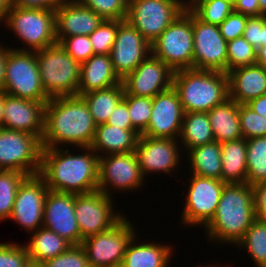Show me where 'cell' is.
<instances>
[{"mask_svg": "<svg viewBox=\"0 0 266 267\" xmlns=\"http://www.w3.org/2000/svg\"><path fill=\"white\" fill-rule=\"evenodd\" d=\"M151 54V44L126 20L118 26L110 58L120 80L129 75Z\"/></svg>", "mask_w": 266, "mask_h": 267, "instance_id": "ac0fdd59", "label": "cell"}, {"mask_svg": "<svg viewBox=\"0 0 266 267\" xmlns=\"http://www.w3.org/2000/svg\"><path fill=\"white\" fill-rule=\"evenodd\" d=\"M3 91L35 102H48L41 83L36 51L7 49Z\"/></svg>", "mask_w": 266, "mask_h": 267, "instance_id": "ba28073f", "label": "cell"}, {"mask_svg": "<svg viewBox=\"0 0 266 267\" xmlns=\"http://www.w3.org/2000/svg\"><path fill=\"white\" fill-rule=\"evenodd\" d=\"M41 264L43 267H90L81 245H71L64 253Z\"/></svg>", "mask_w": 266, "mask_h": 267, "instance_id": "ee69618b", "label": "cell"}, {"mask_svg": "<svg viewBox=\"0 0 266 267\" xmlns=\"http://www.w3.org/2000/svg\"><path fill=\"white\" fill-rule=\"evenodd\" d=\"M198 267H220V265L219 266L217 264L215 266L214 265L213 266L212 265H210V266L209 265H207V266H202V265L200 266L199 265Z\"/></svg>", "mask_w": 266, "mask_h": 267, "instance_id": "be15d7a7", "label": "cell"}, {"mask_svg": "<svg viewBox=\"0 0 266 267\" xmlns=\"http://www.w3.org/2000/svg\"><path fill=\"white\" fill-rule=\"evenodd\" d=\"M145 180L135 151L99 157L98 190L104 194L113 197V190H140Z\"/></svg>", "mask_w": 266, "mask_h": 267, "instance_id": "4fadbf2b", "label": "cell"}, {"mask_svg": "<svg viewBox=\"0 0 266 267\" xmlns=\"http://www.w3.org/2000/svg\"><path fill=\"white\" fill-rule=\"evenodd\" d=\"M247 179L253 186L266 179V136L247 139Z\"/></svg>", "mask_w": 266, "mask_h": 267, "instance_id": "e575fe53", "label": "cell"}, {"mask_svg": "<svg viewBox=\"0 0 266 267\" xmlns=\"http://www.w3.org/2000/svg\"><path fill=\"white\" fill-rule=\"evenodd\" d=\"M173 88L187 112H209L229 98L227 73L184 69L173 74Z\"/></svg>", "mask_w": 266, "mask_h": 267, "instance_id": "277c9868", "label": "cell"}, {"mask_svg": "<svg viewBox=\"0 0 266 267\" xmlns=\"http://www.w3.org/2000/svg\"><path fill=\"white\" fill-rule=\"evenodd\" d=\"M186 8L183 0H129L126 21L151 44Z\"/></svg>", "mask_w": 266, "mask_h": 267, "instance_id": "9c48e42d", "label": "cell"}, {"mask_svg": "<svg viewBox=\"0 0 266 267\" xmlns=\"http://www.w3.org/2000/svg\"><path fill=\"white\" fill-rule=\"evenodd\" d=\"M106 124L114 125L121 129H135L131 124V119L128 113V105L124 100L117 105L113 113L109 116Z\"/></svg>", "mask_w": 266, "mask_h": 267, "instance_id": "c3c4849f", "label": "cell"}, {"mask_svg": "<svg viewBox=\"0 0 266 267\" xmlns=\"http://www.w3.org/2000/svg\"><path fill=\"white\" fill-rule=\"evenodd\" d=\"M256 60L257 49L243 36L227 42V72L239 67L254 65Z\"/></svg>", "mask_w": 266, "mask_h": 267, "instance_id": "74e56055", "label": "cell"}, {"mask_svg": "<svg viewBox=\"0 0 266 267\" xmlns=\"http://www.w3.org/2000/svg\"><path fill=\"white\" fill-rule=\"evenodd\" d=\"M249 16L232 11L231 14L219 25L222 37L228 42L243 36L247 18Z\"/></svg>", "mask_w": 266, "mask_h": 267, "instance_id": "bcb514c9", "label": "cell"}, {"mask_svg": "<svg viewBox=\"0 0 266 267\" xmlns=\"http://www.w3.org/2000/svg\"><path fill=\"white\" fill-rule=\"evenodd\" d=\"M3 21L4 25L28 46L14 49L38 51L57 43L55 10L12 6Z\"/></svg>", "mask_w": 266, "mask_h": 267, "instance_id": "8992f818", "label": "cell"}, {"mask_svg": "<svg viewBox=\"0 0 266 267\" xmlns=\"http://www.w3.org/2000/svg\"><path fill=\"white\" fill-rule=\"evenodd\" d=\"M260 12L262 16H266V0H259Z\"/></svg>", "mask_w": 266, "mask_h": 267, "instance_id": "91938a15", "label": "cell"}, {"mask_svg": "<svg viewBox=\"0 0 266 267\" xmlns=\"http://www.w3.org/2000/svg\"><path fill=\"white\" fill-rule=\"evenodd\" d=\"M255 219L253 186L225 183L215 215L204 227L210 242L237 245Z\"/></svg>", "mask_w": 266, "mask_h": 267, "instance_id": "3957f363", "label": "cell"}, {"mask_svg": "<svg viewBox=\"0 0 266 267\" xmlns=\"http://www.w3.org/2000/svg\"><path fill=\"white\" fill-rule=\"evenodd\" d=\"M41 141L27 132L0 128V170H13L27 176L41 169Z\"/></svg>", "mask_w": 266, "mask_h": 267, "instance_id": "8fae6325", "label": "cell"}, {"mask_svg": "<svg viewBox=\"0 0 266 267\" xmlns=\"http://www.w3.org/2000/svg\"><path fill=\"white\" fill-rule=\"evenodd\" d=\"M132 126L141 134L148 126L152 112V98L124 94Z\"/></svg>", "mask_w": 266, "mask_h": 267, "instance_id": "f35d334b", "label": "cell"}, {"mask_svg": "<svg viewBox=\"0 0 266 267\" xmlns=\"http://www.w3.org/2000/svg\"><path fill=\"white\" fill-rule=\"evenodd\" d=\"M178 139L152 138L140 135L137 140L135 153L144 178L154 173H171L178 169L182 157ZM148 173V174H147Z\"/></svg>", "mask_w": 266, "mask_h": 267, "instance_id": "d6986e66", "label": "cell"}, {"mask_svg": "<svg viewBox=\"0 0 266 267\" xmlns=\"http://www.w3.org/2000/svg\"><path fill=\"white\" fill-rule=\"evenodd\" d=\"M239 120L243 138L246 140L266 136V118L246 104H239Z\"/></svg>", "mask_w": 266, "mask_h": 267, "instance_id": "b9f144b4", "label": "cell"}, {"mask_svg": "<svg viewBox=\"0 0 266 267\" xmlns=\"http://www.w3.org/2000/svg\"><path fill=\"white\" fill-rule=\"evenodd\" d=\"M246 105L257 114L266 118V94L250 100Z\"/></svg>", "mask_w": 266, "mask_h": 267, "instance_id": "f5cc1de1", "label": "cell"}, {"mask_svg": "<svg viewBox=\"0 0 266 267\" xmlns=\"http://www.w3.org/2000/svg\"><path fill=\"white\" fill-rule=\"evenodd\" d=\"M103 20L95 11L76 0H62L55 9L57 43L74 35L89 36Z\"/></svg>", "mask_w": 266, "mask_h": 267, "instance_id": "603a6c76", "label": "cell"}, {"mask_svg": "<svg viewBox=\"0 0 266 267\" xmlns=\"http://www.w3.org/2000/svg\"><path fill=\"white\" fill-rule=\"evenodd\" d=\"M28 267H43V265L41 263L31 262Z\"/></svg>", "mask_w": 266, "mask_h": 267, "instance_id": "94428289", "label": "cell"}, {"mask_svg": "<svg viewBox=\"0 0 266 267\" xmlns=\"http://www.w3.org/2000/svg\"><path fill=\"white\" fill-rule=\"evenodd\" d=\"M89 7L103 19L125 21L129 0H76Z\"/></svg>", "mask_w": 266, "mask_h": 267, "instance_id": "60d3db41", "label": "cell"}, {"mask_svg": "<svg viewBox=\"0 0 266 267\" xmlns=\"http://www.w3.org/2000/svg\"><path fill=\"white\" fill-rule=\"evenodd\" d=\"M229 99L238 104L266 94V68L254 64L239 67L227 72Z\"/></svg>", "mask_w": 266, "mask_h": 267, "instance_id": "cb8c5ba5", "label": "cell"}, {"mask_svg": "<svg viewBox=\"0 0 266 267\" xmlns=\"http://www.w3.org/2000/svg\"><path fill=\"white\" fill-rule=\"evenodd\" d=\"M179 144L186 151L215 141L210 119L207 112L184 113L180 131Z\"/></svg>", "mask_w": 266, "mask_h": 267, "instance_id": "1f68e13d", "label": "cell"}, {"mask_svg": "<svg viewBox=\"0 0 266 267\" xmlns=\"http://www.w3.org/2000/svg\"><path fill=\"white\" fill-rule=\"evenodd\" d=\"M192 174L221 180V143L214 141L187 151Z\"/></svg>", "mask_w": 266, "mask_h": 267, "instance_id": "f546056e", "label": "cell"}, {"mask_svg": "<svg viewBox=\"0 0 266 267\" xmlns=\"http://www.w3.org/2000/svg\"><path fill=\"white\" fill-rule=\"evenodd\" d=\"M134 228L124 216L109 230L85 238L81 246L90 267H120L128 244L137 235Z\"/></svg>", "mask_w": 266, "mask_h": 267, "instance_id": "30bf717a", "label": "cell"}, {"mask_svg": "<svg viewBox=\"0 0 266 267\" xmlns=\"http://www.w3.org/2000/svg\"><path fill=\"white\" fill-rule=\"evenodd\" d=\"M62 0H12L13 7L55 10Z\"/></svg>", "mask_w": 266, "mask_h": 267, "instance_id": "f907efd6", "label": "cell"}, {"mask_svg": "<svg viewBox=\"0 0 266 267\" xmlns=\"http://www.w3.org/2000/svg\"><path fill=\"white\" fill-rule=\"evenodd\" d=\"M237 246L247 249L256 267H266V220L255 218Z\"/></svg>", "mask_w": 266, "mask_h": 267, "instance_id": "836d02e7", "label": "cell"}, {"mask_svg": "<svg viewBox=\"0 0 266 267\" xmlns=\"http://www.w3.org/2000/svg\"><path fill=\"white\" fill-rule=\"evenodd\" d=\"M247 140L240 138L221 143L222 173L225 183H246L247 179Z\"/></svg>", "mask_w": 266, "mask_h": 267, "instance_id": "f1b7e54d", "label": "cell"}, {"mask_svg": "<svg viewBox=\"0 0 266 267\" xmlns=\"http://www.w3.org/2000/svg\"><path fill=\"white\" fill-rule=\"evenodd\" d=\"M140 133L136 129H121L102 123L96 125L91 148L101 157L109 154L135 151Z\"/></svg>", "mask_w": 266, "mask_h": 267, "instance_id": "484cf974", "label": "cell"}, {"mask_svg": "<svg viewBox=\"0 0 266 267\" xmlns=\"http://www.w3.org/2000/svg\"><path fill=\"white\" fill-rule=\"evenodd\" d=\"M193 12L186 10L151 43V54L174 72L193 68Z\"/></svg>", "mask_w": 266, "mask_h": 267, "instance_id": "52a82bcc", "label": "cell"}, {"mask_svg": "<svg viewBox=\"0 0 266 267\" xmlns=\"http://www.w3.org/2000/svg\"><path fill=\"white\" fill-rule=\"evenodd\" d=\"M207 113L215 141L223 143L243 137L239 120V104L236 101L228 98Z\"/></svg>", "mask_w": 266, "mask_h": 267, "instance_id": "83f0119b", "label": "cell"}, {"mask_svg": "<svg viewBox=\"0 0 266 267\" xmlns=\"http://www.w3.org/2000/svg\"><path fill=\"white\" fill-rule=\"evenodd\" d=\"M263 16H251L247 18L243 37L255 48L261 47Z\"/></svg>", "mask_w": 266, "mask_h": 267, "instance_id": "7dc6e473", "label": "cell"}, {"mask_svg": "<svg viewBox=\"0 0 266 267\" xmlns=\"http://www.w3.org/2000/svg\"><path fill=\"white\" fill-rule=\"evenodd\" d=\"M95 130L96 124L81 96L50 98L44 108L41 146L59 148L68 144L78 149L90 147Z\"/></svg>", "mask_w": 266, "mask_h": 267, "instance_id": "7a4b0ae2", "label": "cell"}, {"mask_svg": "<svg viewBox=\"0 0 266 267\" xmlns=\"http://www.w3.org/2000/svg\"><path fill=\"white\" fill-rule=\"evenodd\" d=\"M253 200L255 218L266 220V184L262 182L253 185Z\"/></svg>", "mask_w": 266, "mask_h": 267, "instance_id": "681fc988", "label": "cell"}, {"mask_svg": "<svg viewBox=\"0 0 266 267\" xmlns=\"http://www.w3.org/2000/svg\"><path fill=\"white\" fill-rule=\"evenodd\" d=\"M256 64L261 65L262 67L266 68V45L261 46L257 50Z\"/></svg>", "mask_w": 266, "mask_h": 267, "instance_id": "9f6ffc18", "label": "cell"}, {"mask_svg": "<svg viewBox=\"0 0 266 267\" xmlns=\"http://www.w3.org/2000/svg\"><path fill=\"white\" fill-rule=\"evenodd\" d=\"M264 45H266V16H263L262 40H261V46Z\"/></svg>", "mask_w": 266, "mask_h": 267, "instance_id": "680465c9", "label": "cell"}, {"mask_svg": "<svg viewBox=\"0 0 266 267\" xmlns=\"http://www.w3.org/2000/svg\"><path fill=\"white\" fill-rule=\"evenodd\" d=\"M233 11L246 16H261L259 0H236Z\"/></svg>", "mask_w": 266, "mask_h": 267, "instance_id": "816d5d0a", "label": "cell"}, {"mask_svg": "<svg viewBox=\"0 0 266 267\" xmlns=\"http://www.w3.org/2000/svg\"><path fill=\"white\" fill-rule=\"evenodd\" d=\"M188 8L203 22L220 25L233 11L225 0H195Z\"/></svg>", "mask_w": 266, "mask_h": 267, "instance_id": "8d00e7d4", "label": "cell"}, {"mask_svg": "<svg viewBox=\"0 0 266 267\" xmlns=\"http://www.w3.org/2000/svg\"><path fill=\"white\" fill-rule=\"evenodd\" d=\"M183 207V225L205 227L215 215L225 182L191 174Z\"/></svg>", "mask_w": 266, "mask_h": 267, "instance_id": "5bb4252c", "label": "cell"}, {"mask_svg": "<svg viewBox=\"0 0 266 267\" xmlns=\"http://www.w3.org/2000/svg\"><path fill=\"white\" fill-rule=\"evenodd\" d=\"M113 197L96 190L86 194H74L75 216L82 241L109 230L125 215L114 210Z\"/></svg>", "mask_w": 266, "mask_h": 267, "instance_id": "7c38bea8", "label": "cell"}, {"mask_svg": "<svg viewBox=\"0 0 266 267\" xmlns=\"http://www.w3.org/2000/svg\"><path fill=\"white\" fill-rule=\"evenodd\" d=\"M43 227L71 245H81V234L74 209V194L48 191L44 203Z\"/></svg>", "mask_w": 266, "mask_h": 267, "instance_id": "44dd1931", "label": "cell"}, {"mask_svg": "<svg viewBox=\"0 0 266 267\" xmlns=\"http://www.w3.org/2000/svg\"><path fill=\"white\" fill-rule=\"evenodd\" d=\"M120 83L121 80L113 69L110 55L94 54L81 63L78 96Z\"/></svg>", "mask_w": 266, "mask_h": 267, "instance_id": "d4e9b609", "label": "cell"}, {"mask_svg": "<svg viewBox=\"0 0 266 267\" xmlns=\"http://www.w3.org/2000/svg\"><path fill=\"white\" fill-rule=\"evenodd\" d=\"M59 44L80 64L94 55L93 46L86 35L66 37Z\"/></svg>", "mask_w": 266, "mask_h": 267, "instance_id": "f6af8a7d", "label": "cell"}, {"mask_svg": "<svg viewBox=\"0 0 266 267\" xmlns=\"http://www.w3.org/2000/svg\"><path fill=\"white\" fill-rule=\"evenodd\" d=\"M49 189L38 174L27 176L19 185L9 219L20 224L28 233L43 227L44 203Z\"/></svg>", "mask_w": 266, "mask_h": 267, "instance_id": "2e32d148", "label": "cell"}, {"mask_svg": "<svg viewBox=\"0 0 266 267\" xmlns=\"http://www.w3.org/2000/svg\"><path fill=\"white\" fill-rule=\"evenodd\" d=\"M31 262L25 244L0 243V267H28Z\"/></svg>", "mask_w": 266, "mask_h": 267, "instance_id": "7bdbcfd3", "label": "cell"}, {"mask_svg": "<svg viewBox=\"0 0 266 267\" xmlns=\"http://www.w3.org/2000/svg\"><path fill=\"white\" fill-rule=\"evenodd\" d=\"M123 21L104 19L89 35L94 54L109 55L116 39L118 26Z\"/></svg>", "mask_w": 266, "mask_h": 267, "instance_id": "ab89813d", "label": "cell"}, {"mask_svg": "<svg viewBox=\"0 0 266 267\" xmlns=\"http://www.w3.org/2000/svg\"><path fill=\"white\" fill-rule=\"evenodd\" d=\"M31 234L30 241L25 246L31 261L34 263H43L54 258L71 246L64 238L45 227H40Z\"/></svg>", "mask_w": 266, "mask_h": 267, "instance_id": "4dcf8cb0", "label": "cell"}, {"mask_svg": "<svg viewBox=\"0 0 266 267\" xmlns=\"http://www.w3.org/2000/svg\"><path fill=\"white\" fill-rule=\"evenodd\" d=\"M47 102H35L5 93L3 128L35 135L40 141L44 132V108Z\"/></svg>", "mask_w": 266, "mask_h": 267, "instance_id": "7402d4cb", "label": "cell"}, {"mask_svg": "<svg viewBox=\"0 0 266 267\" xmlns=\"http://www.w3.org/2000/svg\"><path fill=\"white\" fill-rule=\"evenodd\" d=\"M4 102H5V92L3 90H0V128H3Z\"/></svg>", "mask_w": 266, "mask_h": 267, "instance_id": "6f0895ef", "label": "cell"}, {"mask_svg": "<svg viewBox=\"0 0 266 267\" xmlns=\"http://www.w3.org/2000/svg\"><path fill=\"white\" fill-rule=\"evenodd\" d=\"M225 1L229 2V3L232 4V5H234L235 2H236V0H225Z\"/></svg>", "mask_w": 266, "mask_h": 267, "instance_id": "e7e4bbea", "label": "cell"}, {"mask_svg": "<svg viewBox=\"0 0 266 267\" xmlns=\"http://www.w3.org/2000/svg\"><path fill=\"white\" fill-rule=\"evenodd\" d=\"M135 235L127 246L120 267H170L173 256L172 245L158 243H138ZM169 265V266H168Z\"/></svg>", "mask_w": 266, "mask_h": 267, "instance_id": "4316f807", "label": "cell"}, {"mask_svg": "<svg viewBox=\"0 0 266 267\" xmlns=\"http://www.w3.org/2000/svg\"><path fill=\"white\" fill-rule=\"evenodd\" d=\"M81 97L87 106L96 125L106 123L114 109L124 98L122 82L109 88L91 91Z\"/></svg>", "mask_w": 266, "mask_h": 267, "instance_id": "d6a6232c", "label": "cell"}, {"mask_svg": "<svg viewBox=\"0 0 266 267\" xmlns=\"http://www.w3.org/2000/svg\"><path fill=\"white\" fill-rule=\"evenodd\" d=\"M173 74L166 63L150 54L121 80L124 94L153 98L172 87Z\"/></svg>", "mask_w": 266, "mask_h": 267, "instance_id": "e0dca14e", "label": "cell"}, {"mask_svg": "<svg viewBox=\"0 0 266 267\" xmlns=\"http://www.w3.org/2000/svg\"><path fill=\"white\" fill-rule=\"evenodd\" d=\"M5 45L0 44V90L4 88L5 81V63L7 58V47Z\"/></svg>", "mask_w": 266, "mask_h": 267, "instance_id": "db71d44e", "label": "cell"}, {"mask_svg": "<svg viewBox=\"0 0 266 267\" xmlns=\"http://www.w3.org/2000/svg\"><path fill=\"white\" fill-rule=\"evenodd\" d=\"M184 113L179 95L172 86L152 98L151 118L147 128L140 135L178 139Z\"/></svg>", "mask_w": 266, "mask_h": 267, "instance_id": "ffe728a7", "label": "cell"}, {"mask_svg": "<svg viewBox=\"0 0 266 267\" xmlns=\"http://www.w3.org/2000/svg\"><path fill=\"white\" fill-rule=\"evenodd\" d=\"M193 69L227 73V41L219 26L200 20L193 13Z\"/></svg>", "mask_w": 266, "mask_h": 267, "instance_id": "9a60e30c", "label": "cell"}, {"mask_svg": "<svg viewBox=\"0 0 266 267\" xmlns=\"http://www.w3.org/2000/svg\"><path fill=\"white\" fill-rule=\"evenodd\" d=\"M12 7V0H0V23L4 20L7 11Z\"/></svg>", "mask_w": 266, "mask_h": 267, "instance_id": "11a10c76", "label": "cell"}, {"mask_svg": "<svg viewBox=\"0 0 266 267\" xmlns=\"http://www.w3.org/2000/svg\"><path fill=\"white\" fill-rule=\"evenodd\" d=\"M80 154L69 149L42 148L39 175L50 191L86 194L98 190L99 156L91 147H80Z\"/></svg>", "mask_w": 266, "mask_h": 267, "instance_id": "6da1fadb", "label": "cell"}, {"mask_svg": "<svg viewBox=\"0 0 266 267\" xmlns=\"http://www.w3.org/2000/svg\"><path fill=\"white\" fill-rule=\"evenodd\" d=\"M41 83L49 98L76 96L81 64L59 43L36 51Z\"/></svg>", "mask_w": 266, "mask_h": 267, "instance_id": "5b68a950", "label": "cell"}, {"mask_svg": "<svg viewBox=\"0 0 266 267\" xmlns=\"http://www.w3.org/2000/svg\"><path fill=\"white\" fill-rule=\"evenodd\" d=\"M26 177L18 171L0 170V222L9 219L17 189Z\"/></svg>", "mask_w": 266, "mask_h": 267, "instance_id": "d590c367", "label": "cell"}, {"mask_svg": "<svg viewBox=\"0 0 266 267\" xmlns=\"http://www.w3.org/2000/svg\"><path fill=\"white\" fill-rule=\"evenodd\" d=\"M193 1L195 0H183V2L185 3V5L188 7Z\"/></svg>", "mask_w": 266, "mask_h": 267, "instance_id": "6125c7cd", "label": "cell"}]
</instances>
